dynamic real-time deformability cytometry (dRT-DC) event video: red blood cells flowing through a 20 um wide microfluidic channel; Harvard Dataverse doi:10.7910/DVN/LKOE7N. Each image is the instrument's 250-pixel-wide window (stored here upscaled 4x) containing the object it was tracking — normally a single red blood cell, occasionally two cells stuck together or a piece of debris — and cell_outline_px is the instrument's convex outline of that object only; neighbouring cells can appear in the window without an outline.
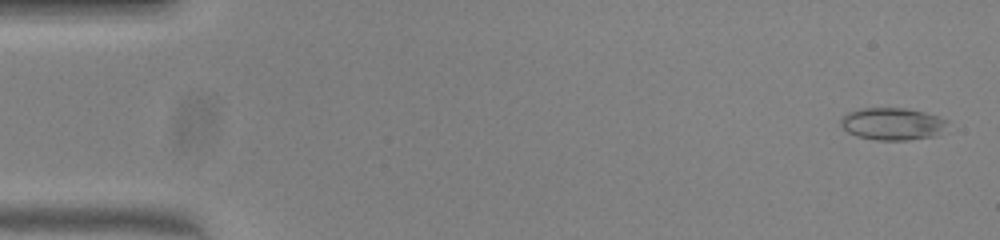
{"species": "common noctule bat (a hibernating species)", "species_latin": "Nyctalus noctula", "temperature_condition": "warm", "stored_images_in_passage": 52, "camera_frame_rate_fps": 3000, "um_per_image_px": 0.085, "animal": {"sex": "female", "body_mass_g": 23.0, "forearm_length_mm": 53.4}, "frame": {"image": 1, "passage_image": 2, "time_ms": 0.333, "image_size_px": [1000, 240], "cell_outline_px": [[948, 120], [936, 136], [908, 140], [876, 140], [856, 136], [848, 132], [840, 124], [840, 120], [848, 112], [864, 108], [908, 108], [924, 112]], "centroid_in_image_um": [75.82, 10.53], "position_along_channel_um": 9.2, "area_um2": 19.88}}
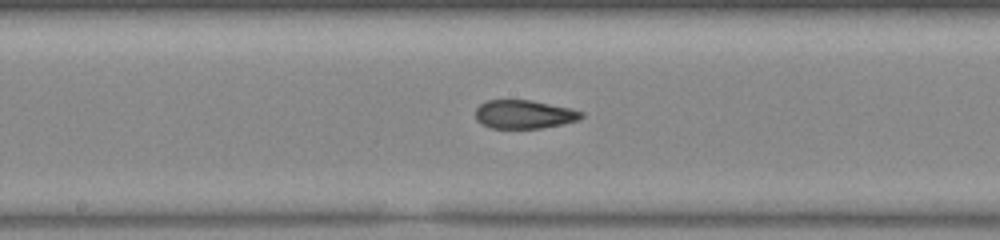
{"frame": {"image": 2, "passage_image": 27, "time_ms": 8.667, "image_size_px": [1000, 240], "cell_outline_px": [[584, 116], [580, 120], [540, 128], [492, 128], [476, 120], [476, 108], [480, 104], [488, 100], [532, 100], [572, 108], [584, 112]], "centroid_in_image_um": [44.59, 9.71], "position_along_channel_um": 203.6, "area_um2": 17.63}}
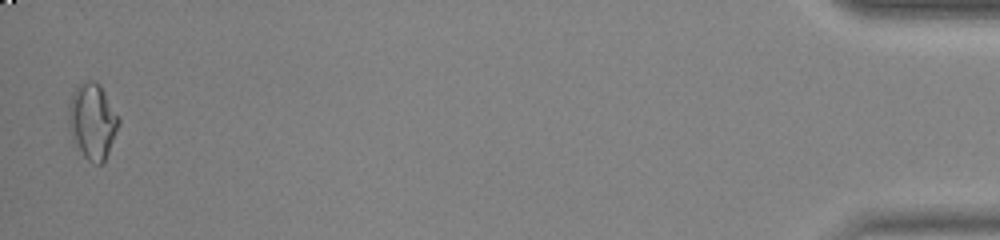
{"frame": {"image": 3, "passage_image": 51, "time_ms": 16.667, "image_size_px": [1000, 240], "cell_outline_px": [[120, 124], [104, 164], [96, 164], [88, 160], [84, 156], [72, 140], [68, 124], [68, 108], [72, 92], [80, 84], [88, 80], [96, 80], [100, 84], [120, 120]], "centroid_in_image_um": [7.85, 10.32], "position_along_channel_um": 427.3, "area_um2": 22.25}, "authors_computed_cell_mechanics": {"area_um2": 18.9006, "velocity_mm_per_s": 3.9777, "shape_relaxation_time_tau1_ms": null, "shape_relaxation_time_tau2_ms": 1.9065, "deformation_change_tau1": null, "deformation_change_tau2": 0.0671}}